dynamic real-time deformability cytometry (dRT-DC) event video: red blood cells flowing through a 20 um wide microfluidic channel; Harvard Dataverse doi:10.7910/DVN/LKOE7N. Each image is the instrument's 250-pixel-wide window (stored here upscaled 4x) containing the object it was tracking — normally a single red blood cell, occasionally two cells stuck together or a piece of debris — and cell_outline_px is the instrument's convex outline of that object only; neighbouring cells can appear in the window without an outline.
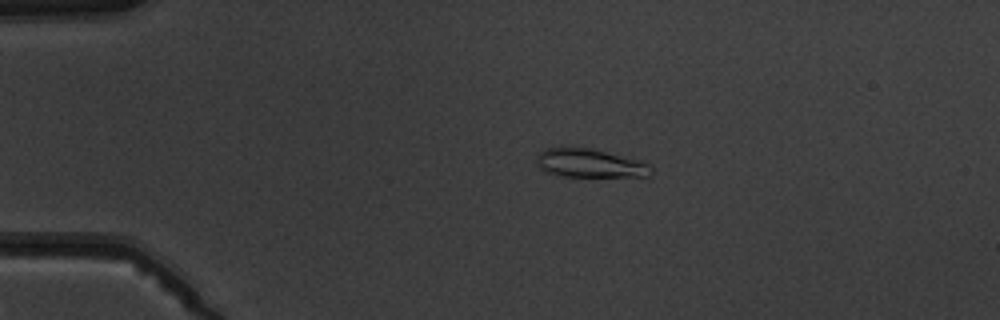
{"species": "common noctule bat (a hibernating species)", "species_latin": "Nyctalus noctula", "temperature_condition": "warm", "stored_images_in_passage": 5, "camera_frame_rate_fps": 3000, "um_per_image_px": 0.085, "animal": {"sex": "male", "body_mass_g": 19.5, "forearm_length_mm": 54.6}, "frame": {"image": 1, "passage_image": 3, "time_ms": 2.333, "image_size_px": [1000, 320], "cell_outline_px": [[652, 172], [648, 176], [556, 176], [544, 172], [540, 168], [536, 160], [536, 156], [540, 152], [548, 148], [592, 148], [640, 160], [648, 164], [652, 168]], "centroid_in_image_um": [50.12, 13.88], "position_along_channel_um": 34.9, "area_um2": 19.02}}